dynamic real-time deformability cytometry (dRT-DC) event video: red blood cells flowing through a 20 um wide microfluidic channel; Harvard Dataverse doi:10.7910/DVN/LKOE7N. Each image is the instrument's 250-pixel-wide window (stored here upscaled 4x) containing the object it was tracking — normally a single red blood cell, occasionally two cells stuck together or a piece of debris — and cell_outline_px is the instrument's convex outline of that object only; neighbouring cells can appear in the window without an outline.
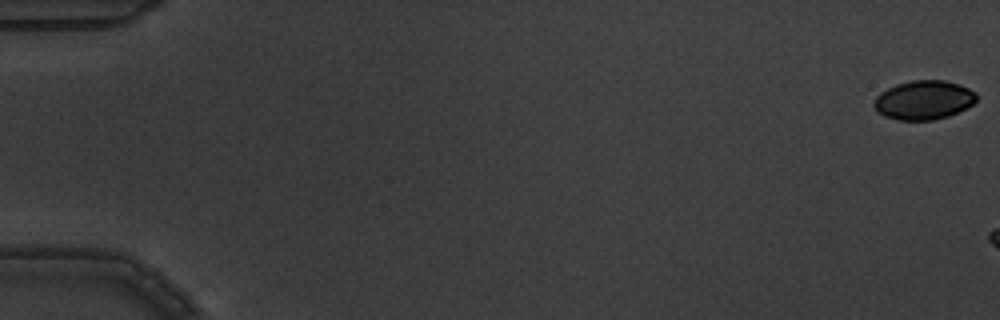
{"species": "common noctule bat (a hibernating species)", "species_latin": "Nyctalus noctula", "temperature_condition": "warm", "stored_images_in_passage": 3, "camera_frame_rate_fps": 3000, "um_per_image_px": 0.085, "animal": {"sex": "male", "body_mass_g": 19.5, "forearm_length_mm": 54.6}, "frame": {"image": 1, "passage_image": 1, "time_ms": 0.0, "image_size_px": [1000, 320], "cell_outline_px": [[976, 100], [972, 104], [948, 116], [932, 120], [896, 120], [884, 116], [876, 112], [872, 104], [876, 96], [888, 88], [896, 84], [912, 80], [944, 80], [968, 88], [976, 92]], "centroid_in_image_um": [78.46, 8.51], "position_along_channel_um": 6.5, "area_um2": 23.24}}